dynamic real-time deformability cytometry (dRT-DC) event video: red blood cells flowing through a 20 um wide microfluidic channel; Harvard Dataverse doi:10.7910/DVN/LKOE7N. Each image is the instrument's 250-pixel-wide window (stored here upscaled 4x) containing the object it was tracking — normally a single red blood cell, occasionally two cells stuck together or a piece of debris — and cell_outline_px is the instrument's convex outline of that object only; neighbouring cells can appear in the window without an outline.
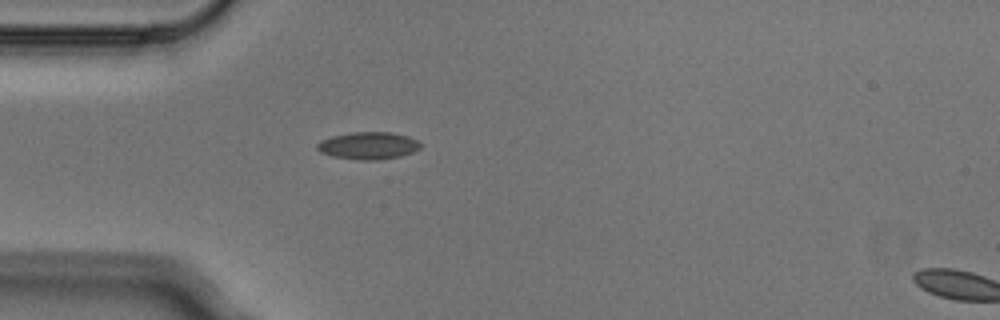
{"species": "Egyptian fruit bat (a non-hibernating species)", "species_latin": "Rousettus aegyptiacus", "temperature_condition": "cold", "stored_images_in_passage": 4, "segment_of_instrument_passage": [1, 2], "camera_frame_rate_fps": 3000, "um_per_image_px": 0.085, "animal": {"sex": "male"}, "frame": {"image": 1, "passage_image": 3, "time_ms": 0.667, "image_size_px": [1000, 320], "cell_outline_px": [[424, 144], [420, 148], [412, 152], [400, 156], [380, 160], [360, 160], [332, 156], [320, 152], [316, 148], [316, 144], [320, 140], [332, 136], [352, 132], [392, 132], [408, 136]], "centroid_in_image_um": [31.31, 12.37], "position_along_channel_um": 53.7, "area_um2": 16.59}}